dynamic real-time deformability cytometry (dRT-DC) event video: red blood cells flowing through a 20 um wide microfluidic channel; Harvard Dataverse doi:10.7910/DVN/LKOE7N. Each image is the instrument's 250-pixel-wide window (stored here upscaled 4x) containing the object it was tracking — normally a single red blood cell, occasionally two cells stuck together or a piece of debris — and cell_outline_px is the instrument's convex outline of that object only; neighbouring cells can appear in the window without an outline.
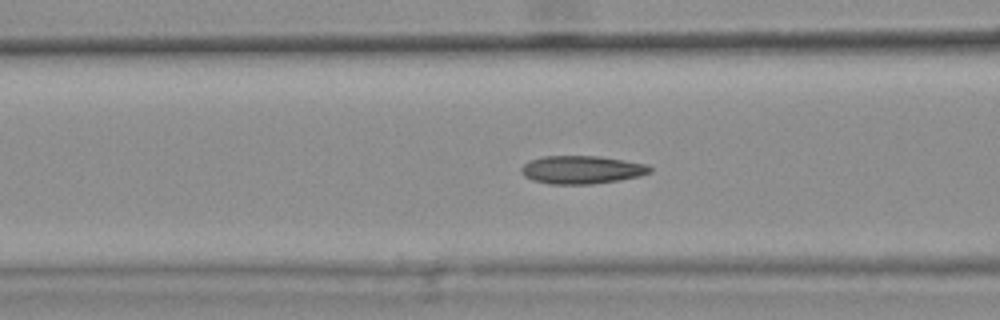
{"species": "common noctule bat (a hibernating species)", "species_latin": "Nyctalus noctula", "temperature_condition": "warm", "stored_images_in_passage": 47, "camera_frame_rate_fps": 3000, "um_per_image_px": 0.085, "animal": {"sex": "female", "body_mass_g": 25.1}, "frame": {"image": 1, "passage_image": 21, "time_ms": 6.667, "image_size_px": [1000, 320], "cell_outline_px": [[652, 172], [640, 176], [620, 180], [592, 184], [548, 184], [532, 180], [524, 176], [520, 172], [520, 168], [524, 164], [532, 160], [544, 156], [600, 156], [648, 164], [652, 168]], "centroid_in_image_um": [49.46, 14.43], "position_along_channel_um": 117.1, "area_um2": 21.21}, "authors_computed_cell_mechanics": {"area_um2": 20.7502, "velocity_mm_per_s": 3.8013, "shape_relaxation_time_tau1_ms": 5.7165, "shape_relaxation_time_tau2_ms": 1.3506, "deformation_change_tau1": 0.1841, "deformation_change_tau2": 0.0916}}